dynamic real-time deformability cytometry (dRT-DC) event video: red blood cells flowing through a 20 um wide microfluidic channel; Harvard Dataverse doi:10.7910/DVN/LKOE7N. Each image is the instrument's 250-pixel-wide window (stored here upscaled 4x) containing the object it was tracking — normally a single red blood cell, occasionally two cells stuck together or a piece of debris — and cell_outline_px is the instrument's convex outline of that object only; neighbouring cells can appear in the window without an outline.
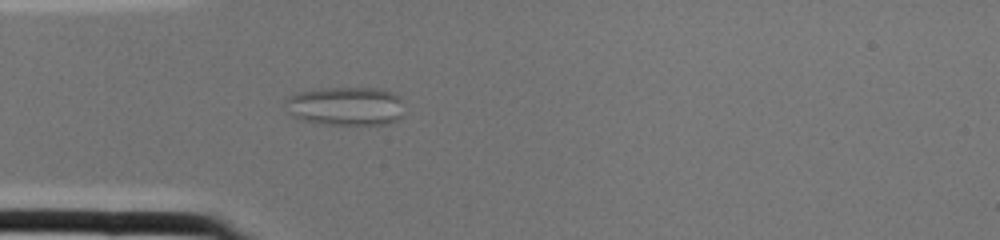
{"species": "common noctule bat (a hibernating species)", "species_latin": "Nyctalus noctula", "temperature_condition": "cold", "stored_images_in_passage": 1, "camera_frame_rate_fps": 3000, "um_per_image_px": 0.085, "animal": {"sex": "female", "body_mass_g": 22.0, "forearm_length_mm": 56.7}, "frame": {"image": 1, "passage_image": 1, "time_ms": 0.0, "image_size_px": [1000, 240], "cell_outline_px": [[400, 116], [396, 120], [388, 124], [324, 124], [304, 120], [292, 116], [288, 112], [284, 100], [288, 96], [300, 92], [320, 88], [380, 88], [392, 92], [400, 96]], "centroid_in_image_um": [29.34, 9.01], "position_along_channel_um": 55.7, "area_um2": 26.65}}